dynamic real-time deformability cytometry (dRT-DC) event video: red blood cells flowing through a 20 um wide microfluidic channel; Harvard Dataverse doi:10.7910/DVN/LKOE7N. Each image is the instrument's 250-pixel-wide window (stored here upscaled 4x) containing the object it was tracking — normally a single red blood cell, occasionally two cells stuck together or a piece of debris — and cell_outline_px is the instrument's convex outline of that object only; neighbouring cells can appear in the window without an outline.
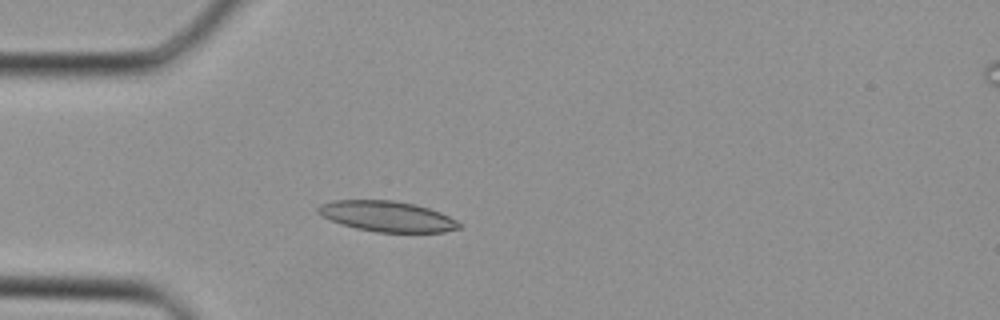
{"species": "Egyptian fruit bat (a non-hibernating species)", "species_latin": "Rousettus aegyptiacus", "temperature_condition": "cold", "stored_images_in_passage": 38, "camera_frame_rate_fps": 3000, "um_per_image_px": 0.085, "animal": {"sex": "female"}, "frame": {"image": 1, "passage_image": 10, "time_ms": 3.0, "image_size_px": [1000, 320], "cell_outline_px": [[460, 228], [444, 232], [376, 232], [356, 228], [340, 224], [320, 216], [316, 212], [316, 208], [320, 204], [332, 200], [392, 200], [416, 204], [440, 212], [456, 220], [460, 224]], "centroid_in_image_um": [32.85, 18.38], "position_along_channel_um": 52.2, "area_um2": 25.26}}
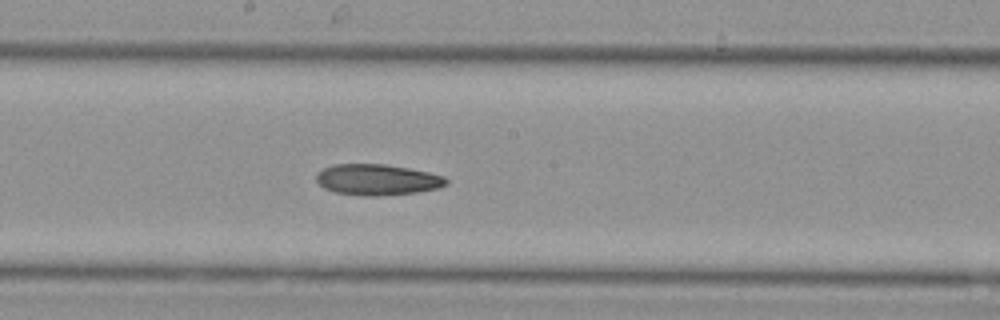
{"frame": {"image": 2, "passage_image": 20, "time_ms": 6.333, "image_size_px": [1000, 320], "cell_outline_px": [[448, 184], [440, 188], [416, 192], [376, 196], [364, 196], [336, 192], [324, 188], [316, 180], [316, 172], [332, 164], [384, 164], [408, 168], [428, 172], [444, 176], [448, 180]], "centroid_in_image_um": [32.07, 15.27], "position_along_channel_um": 216.1, "area_um2": 23.47}}
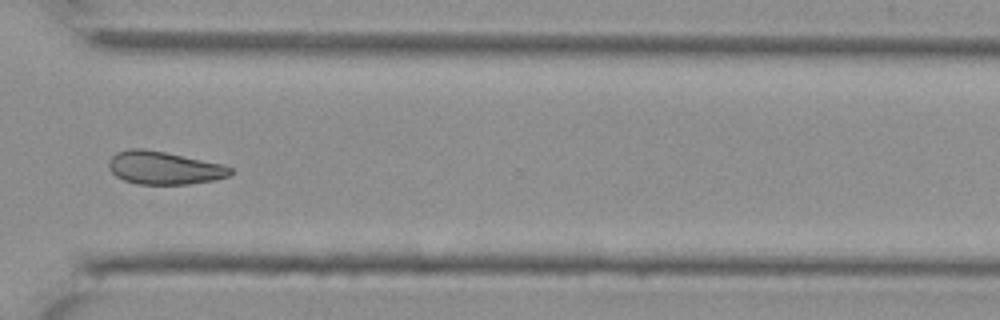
{"frame": {"image": 3, "passage_image": 28, "time_ms": 9.0, "image_size_px": [1000, 320], "cell_outline_px": [[232, 176], [212, 180], [188, 184], [136, 184], [124, 180], [116, 176], [108, 168], [108, 160], [116, 152], [128, 148], [144, 148], [224, 164], [232, 168]], "centroid_in_image_um": [13.93, 14.26], "position_along_channel_um": 356.7, "area_um2": 23.52}}